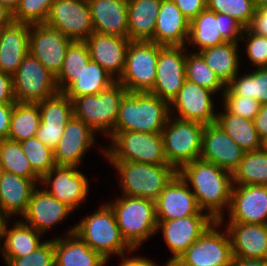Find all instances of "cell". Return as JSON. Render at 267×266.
I'll return each mask as SVG.
<instances>
[{"mask_svg": "<svg viewBox=\"0 0 267 266\" xmlns=\"http://www.w3.org/2000/svg\"><path fill=\"white\" fill-rule=\"evenodd\" d=\"M177 173L192 186L199 209L223 223V210L229 208L234 186L232 173L201 158L184 165Z\"/></svg>", "mask_w": 267, "mask_h": 266, "instance_id": "cell-1", "label": "cell"}, {"mask_svg": "<svg viewBox=\"0 0 267 266\" xmlns=\"http://www.w3.org/2000/svg\"><path fill=\"white\" fill-rule=\"evenodd\" d=\"M169 117L168 102L150 92H128L121 102L114 132L162 133Z\"/></svg>", "mask_w": 267, "mask_h": 266, "instance_id": "cell-2", "label": "cell"}, {"mask_svg": "<svg viewBox=\"0 0 267 266\" xmlns=\"http://www.w3.org/2000/svg\"><path fill=\"white\" fill-rule=\"evenodd\" d=\"M74 233L107 261L112 254L122 257L136 251L122 237L115 213L107 202L75 224Z\"/></svg>", "mask_w": 267, "mask_h": 266, "instance_id": "cell-3", "label": "cell"}, {"mask_svg": "<svg viewBox=\"0 0 267 266\" xmlns=\"http://www.w3.org/2000/svg\"><path fill=\"white\" fill-rule=\"evenodd\" d=\"M107 203L115 213L122 237L133 249L157 233L155 201L122 195Z\"/></svg>", "mask_w": 267, "mask_h": 266, "instance_id": "cell-4", "label": "cell"}, {"mask_svg": "<svg viewBox=\"0 0 267 266\" xmlns=\"http://www.w3.org/2000/svg\"><path fill=\"white\" fill-rule=\"evenodd\" d=\"M127 93L116 81L98 94L75 97L72 100L74 117L82 120L94 132H104L110 137L114 133L121 102Z\"/></svg>", "mask_w": 267, "mask_h": 266, "instance_id": "cell-5", "label": "cell"}, {"mask_svg": "<svg viewBox=\"0 0 267 266\" xmlns=\"http://www.w3.org/2000/svg\"><path fill=\"white\" fill-rule=\"evenodd\" d=\"M120 174V189L128 197L155 201L165 186L177 174L168 164L153 165L131 161H109Z\"/></svg>", "mask_w": 267, "mask_h": 266, "instance_id": "cell-6", "label": "cell"}, {"mask_svg": "<svg viewBox=\"0 0 267 266\" xmlns=\"http://www.w3.org/2000/svg\"><path fill=\"white\" fill-rule=\"evenodd\" d=\"M205 124L168 118L162 130L164 154L168 165L177 172L186 164L200 158Z\"/></svg>", "mask_w": 267, "mask_h": 266, "instance_id": "cell-7", "label": "cell"}, {"mask_svg": "<svg viewBox=\"0 0 267 266\" xmlns=\"http://www.w3.org/2000/svg\"><path fill=\"white\" fill-rule=\"evenodd\" d=\"M110 138L111 147L102 149L105 158L109 161L168 164L161 133L114 132Z\"/></svg>", "mask_w": 267, "mask_h": 266, "instance_id": "cell-8", "label": "cell"}, {"mask_svg": "<svg viewBox=\"0 0 267 266\" xmlns=\"http://www.w3.org/2000/svg\"><path fill=\"white\" fill-rule=\"evenodd\" d=\"M244 29L235 18L205 9L190 22L187 46H198V53L226 42H241Z\"/></svg>", "mask_w": 267, "mask_h": 266, "instance_id": "cell-9", "label": "cell"}, {"mask_svg": "<svg viewBox=\"0 0 267 266\" xmlns=\"http://www.w3.org/2000/svg\"><path fill=\"white\" fill-rule=\"evenodd\" d=\"M158 56L159 45L154 41H131L117 81L128 92H149L155 84Z\"/></svg>", "mask_w": 267, "mask_h": 266, "instance_id": "cell-10", "label": "cell"}, {"mask_svg": "<svg viewBox=\"0 0 267 266\" xmlns=\"http://www.w3.org/2000/svg\"><path fill=\"white\" fill-rule=\"evenodd\" d=\"M18 103L37 104L58 93L55 76L30 53L12 75Z\"/></svg>", "mask_w": 267, "mask_h": 266, "instance_id": "cell-11", "label": "cell"}, {"mask_svg": "<svg viewBox=\"0 0 267 266\" xmlns=\"http://www.w3.org/2000/svg\"><path fill=\"white\" fill-rule=\"evenodd\" d=\"M223 225L214 221L206 231L177 259L182 266H231L233 260L231 240Z\"/></svg>", "mask_w": 267, "mask_h": 266, "instance_id": "cell-12", "label": "cell"}, {"mask_svg": "<svg viewBox=\"0 0 267 266\" xmlns=\"http://www.w3.org/2000/svg\"><path fill=\"white\" fill-rule=\"evenodd\" d=\"M187 46H161L156 66L154 87L149 91L169 104L186 81Z\"/></svg>", "mask_w": 267, "mask_h": 266, "instance_id": "cell-13", "label": "cell"}, {"mask_svg": "<svg viewBox=\"0 0 267 266\" xmlns=\"http://www.w3.org/2000/svg\"><path fill=\"white\" fill-rule=\"evenodd\" d=\"M45 24L73 41H85L94 32L87 0H54Z\"/></svg>", "mask_w": 267, "mask_h": 266, "instance_id": "cell-14", "label": "cell"}, {"mask_svg": "<svg viewBox=\"0 0 267 266\" xmlns=\"http://www.w3.org/2000/svg\"><path fill=\"white\" fill-rule=\"evenodd\" d=\"M40 182L44 184L43 189L48 194L57 198L72 211L79 208L84 199L86 201L89 192V181L76 166H55L40 179Z\"/></svg>", "mask_w": 267, "mask_h": 266, "instance_id": "cell-15", "label": "cell"}, {"mask_svg": "<svg viewBox=\"0 0 267 266\" xmlns=\"http://www.w3.org/2000/svg\"><path fill=\"white\" fill-rule=\"evenodd\" d=\"M72 41L45 23L30 25L29 53L55 77L61 70L67 48Z\"/></svg>", "mask_w": 267, "mask_h": 266, "instance_id": "cell-16", "label": "cell"}, {"mask_svg": "<svg viewBox=\"0 0 267 266\" xmlns=\"http://www.w3.org/2000/svg\"><path fill=\"white\" fill-rule=\"evenodd\" d=\"M213 222L214 220L201 210L188 217L170 221H157L156 230L157 232L162 230L164 241L173 254V257H169L167 262L177 260Z\"/></svg>", "mask_w": 267, "mask_h": 266, "instance_id": "cell-17", "label": "cell"}, {"mask_svg": "<svg viewBox=\"0 0 267 266\" xmlns=\"http://www.w3.org/2000/svg\"><path fill=\"white\" fill-rule=\"evenodd\" d=\"M37 104L41 121L36 137L54 150L63 136L65 125L74 116L73 102L64 92H58Z\"/></svg>", "mask_w": 267, "mask_h": 266, "instance_id": "cell-18", "label": "cell"}, {"mask_svg": "<svg viewBox=\"0 0 267 266\" xmlns=\"http://www.w3.org/2000/svg\"><path fill=\"white\" fill-rule=\"evenodd\" d=\"M215 93L186 80L177 96L169 104L170 115L178 112L176 118L207 124L216 123L217 113L214 111L212 95ZM216 113V114H215Z\"/></svg>", "mask_w": 267, "mask_h": 266, "instance_id": "cell-19", "label": "cell"}, {"mask_svg": "<svg viewBox=\"0 0 267 266\" xmlns=\"http://www.w3.org/2000/svg\"><path fill=\"white\" fill-rule=\"evenodd\" d=\"M228 209L227 223L267 225V186L234 185Z\"/></svg>", "mask_w": 267, "mask_h": 266, "instance_id": "cell-20", "label": "cell"}, {"mask_svg": "<svg viewBox=\"0 0 267 266\" xmlns=\"http://www.w3.org/2000/svg\"><path fill=\"white\" fill-rule=\"evenodd\" d=\"M245 151L217 124H207L203 130L200 158L233 173Z\"/></svg>", "mask_w": 267, "mask_h": 266, "instance_id": "cell-21", "label": "cell"}, {"mask_svg": "<svg viewBox=\"0 0 267 266\" xmlns=\"http://www.w3.org/2000/svg\"><path fill=\"white\" fill-rule=\"evenodd\" d=\"M157 221H170L197 214L200 209L191 187L177 173L155 200Z\"/></svg>", "mask_w": 267, "mask_h": 266, "instance_id": "cell-22", "label": "cell"}, {"mask_svg": "<svg viewBox=\"0 0 267 266\" xmlns=\"http://www.w3.org/2000/svg\"><path fill=\"white\" fill-rule=\"evenodd\" d=\"M95 132L74 116L65 125L63 136L53 150L56 166H79L87 151L94 145Z\"/></svg>", "mask_w": 267, "mask_h": 266, "instance_id": "cell-23", "label": "cell"}, {"mask_svg": "<svg viewBox=\"0 0 267 266\" xmlns=\"http://www.w3.org/2000/svg\"><path fill=\"white\" fill-rule=\"evenodd\" d=\"M91 60L102 66L118 80L123 74L126 52L131 40L128 37L93 32L85 40Z\"/></svg>", "mask_w": 267, "mask_h": 266, "instance_id": "cell-24", "label": "cell"}, {"mask_svg": "<svg viewBox=\"0 0 267 266\" xmlns=\"http://www.w3.org/2000/svg\"><path fill=\"white\" fill-rule=\"evenodd\" d=\"M72 212L57 198L38 187L32 193L23 218L26 219L24 223L44 235L46 230L48 231L49 228L66 220Z\"/></svg>", "mask_w": 267, "mask_h": 266, "instance_id": "cell-25", "label": "cell"}, {"mask_svg": "<svg viewBox=\"0 0 267 266\" xmlns=\"http://www.w3.org/2000/svg\"><path fill=\"white\" fill-rule=\"evenodd\" d=\"M233 257L267 259V225L226 223Z\"/></svg>", "mask_w": 267, "mask_h": 266, "instance_id": "cell-26", "label": "cell"}, {"mask_svg": "<svg viewBox=\"0 0 267 266\" xmlns=\"http://www.w3.org/2000/svg\"><path fill=\"white\" fill-rule=\"evenodd\" d=\"M190 21L173 0H162L156 18L154 42L161 46H185L188 40Z\"/></svg>", "mask_w": 267, "mask_h": 266, "instance_id": "cell-27", "label": "cell"}, {"mask_svg": "<svg viewBox=\"0 0 267 266\" xmlns=\"http://www.w3.org/2000/svg\"><path fill=\"white\" fill-rule=\"evenodd\" d=\"M40 180H31L13 173L1 171L0 212L7 218L24 215L33 191Z\"/></svg>", "mask_w": 267, "mask_h": 266, "instance_id": "cell-28", "label": "cell"}, {"mask_svg": "<svg viewBox=\"0 0 267 266\" xmlns=\"http://www.w3.org/2000/svg\"><path fill=\"white\" fill-rule=\"evenodd\" d=\"M30 24L13 22L0 30V71L13 75L29 54Z\"/></svg>", "mask_w": 267, "mask_h": 266, "instance_id": "cell-29", "label": "cell"}, {"mask_svg": "<svg viewBox=\"0 0 267 266\" xmlns=\"http://www.w3.org/2000/svg\"><path fill=\"white\" fill-rule=\"evenodd\" d=\"M95 32L128 37L127 0H87Z\"/></svg>", "mask_w": 267, "mask_h": 266, "instance_id": "cell-30", "label": "cell"}, {"mask_svg": "<svg viewBox=\"0 0 267 266\" xmlns=\"http://www.w3.org/2000/svg\"><path fill=\"white\" fill-rule=\"evenodd\" d=\"M75 225L65 237L54 238L55 266H105V260L75 233Z\"/></svg>", "mask_w": 267, "mask_h": 266, "instance_id": "cell-31", "label": "cell"}, {"mask_svg": "<svg viewBox=\"0 0 267 266\" xmlns=\"http://www.w3.org/2000/svg\"><path fill=\"white\" fill-rule=\"evenodd\" d=\"M161 1L127 0L128 38L131 41H154Z\"/></svg>", "mask_w": 267, "mask_h": 266, "instance_id": "cell-32", "label": "cell"}, {"mask_svg": "<svg viewBox=\"0 0 267 266\" xmlns=\"http://www.w3.org/2000/svg\"><path fill=\"white\" fill-rule=\"evenodd\" d=\"M9 220L7 219L4 223L1 239L4 242L2 243L3 246H0L4 259L26 256L44 243V241H40L42 233L24 223V221L17 220L16 224L11 229H8Z\"/></svg>", "mask_w": 267, "mask_h": 266, "instance_id": "cell-33", "label": "cell"}, {"mask_svg": "<svg viewBox=\"0 0 267 266\" xmlns=\"http://www.w3.org/2000/svg\"><path fill=\"white\" fill-rule=\"evenodd\" d=\"M238 47V43L226 42L198 52L225 86L237 75L240 68Z\"/></svg>", "mask_w": 267, "mask_h": 266, "instance_id": "cell-34", "label": "cell"}, {"mask_svg": "<svg viewBox=\"0 0 267 266\" xmlns=\"http://www.w3.org/2000/svg\"><path fill=\"white\" fill-rule=\"evenodd\" d=\"M216 123L228 134L244 151L263 148V140L259 137L254 121L230 114L226 110L217 114Z\"/></svg>", "mask_w": 267, "mask_h": 266, "instance_id": "cell-35", "label": "cell"}, {"mask_svg": "<svg viewBox=\"0 0 267 266\" xmlns=\"http://www.w3.org/2000/svg\"><path fill=\"white\" fill-rule=\"evenodd\" d=\"M116 81L102 66L91 60L64 93L73 100L75 97L98 94Z\"/></svg>", "mask_w": 267, "mask_h": 266, "instance_id": "cell-36", "label": "cell"}, {"mask_svg": "<svg viewBox=\"0 0 267 266\" xmlns=\"http://www.w3.org/2000/svg\"><path fill=\"white\" fill-rule=\"evenodd\" d=\"M233 185L267 186V150L245 151L238 167L232 173Z\"/></svg>", "mask_w": 267, "mask_h": 266, "instance_id": "cell-37", "label": "cell"}, {"mask_svg": "<svg viewBox=\"0 0 267 266\" xmlns=\"http://www.w3.org/2000/svg\"><path fill=\"white\" fill-rule=\"evenodd\" d=\"M238 76L226 85L222 96H247L261 105L267 103V67L256 68L252 73Z\"/></svg>", "mask_w": 267, "mask_h": 266, "instance_id": "cell-38", "label": "cell"}, {"mask_svg": "<svg viewBox=\"0 0 267 266\" xmlns=\"http://www.w3.org/2000/svg\"><path fill=\"white\" fill-rule=\"evenodd\" d=\"M91 61L85 41H72L67 48L59 74L55 77L59 92H64Z\"/></svg>", "mask_w": 267, "mask_h": 266, "instance_id": "cell-39", "label": "cell"}, {"mask_svg": "<svg viewBox=\"0 0 267 266\" xmlns=\"http://www.w3.org/2000/svg\"><path fill=\"white\" fill-rule=\"evenodd\" d=\"M40 121L38 104L15 102L8 139L21 142L36 137Z\"/></svg>", "mask_w": 267, "mask_h": 266, "instance_id": "cell-40", "label": "cell"}, {"mask_svg": "<svg viewBox=\"0 0 267 266\" xmlns=\"http://www.w3.org/2000/svg\"><path fill=\"white\" fill-rule=\"evenodd\" d=\"M0 169L31 180L41 179L33 171L20 142L10 139L0 140Z\"/></svg>", "mask_w": 267, "mask_h": 266, "instance_id": "cell-41", "label": "cell"}, {"mask_svg": "<svg viewBox=\"0 0 267 266\" xmlns=\"http://www.w3.org/2000/svg\"><path fill=\"white\" fill-rule=\"evenodd\" d=\"M186 80L194 82L201 87L207 88L214 93H218V91L223 94L226 86L220 81V79L216 76L214 71L206 64L203 57L197 53H189L186 52Z\"/></svg>", "mask_w": 267, "mask_h": 266, "instance_id": "cell-42", "label": "cell"}, {"mask_svg": "<svg viewBox=\"0 0 267 266\" xmlns=\"http://www.w3.org/2000/svg\"><path fill=\"white\" fill-rule=\"evenodd\" d=\"M20 144L33 171L40 178L56 166L53 150L43 144L37 137L21 141Z\"/></svg>", "mask_w": 267, "mask_h": 266, "instance_id": "cell-43", "label": "cell"}, {"mask_svg": "<svg viewBox=\"0 0 267 266\" xmlns=\"http://www.w3.org/2000/svg\"><path fill=\"white\" fill-rule=\"evenodd\" d=\"M255 0H206V9L226 14L247 28L256 11Z\"/></svg>", "mask_w": 267, "mask_h": 266, "instance_id": "cell-44", "label": "cell"}, {"mask_svg": "<svg viewBox=\"0 0 267 266\" xmlns=\"http://www.w3.org/2000/svg\"><path fill=\"white\" fill-rule=\"evenodd\" d=\"M54 0H20L13 11V20L17 23H45Z\"/></svg>", "mask_w": 267, "mask_h": 266, "instance_id": "cell-45", "label": "cell"}, {"mask_svg": "<svg viewBox=\"0 0 267 266\" xmlns=\"http://www.w3.org/2000/svg\"><path fill=\"white\" fill-rule=\"evenodd\" d=\"M7 266H55L54 238L44 243L31 254L15 259H4Z\"/></svg>", "mask_w": 267, "mask_h": 266, "instance_id": "cell-46", "label": "cell"}, {"mask_svg": "<svg viewBox=\"0 0 267 266\" xmlns=\"http://www.w3.org/2000/svg\"><path fill=\"white\" fill-rule=\"evenodd\" d=\"M245 35L240 40L247 38L246 56L257 68L267 67V37L254 34L248 28L244 29Z\"/></svg>", "mask_w": 267, "mask_h": 266, "instance_id": "cell-47", "label": "cell"}, {"mask_svg": "<svg viewBox=\"0 0 267 266\" xmlns=\"http://www.w3.org/2000/svg\"><path fill=\"white\" fill-rule=\"evenodd\" d=\"M224 110L253 121L259 112L261 104L247 96H223Z\"/></svg>", "mask_w": 267, "mask_h": 266, "instance_id": "cell-48", "label": "cell"}, {"mask_svg": "<svg viewBox=\"0 0 267 266\" xmlns=\"http://www.w3.org/2000/svg\"><path fill=\"white\" fill-rule=\"evenodd\" d=\"M179 10L191 22L206 9V0H173Z\"/></svg>", "mask_w": 267, "mask_h": 266, "instance_id": "cell-49", "label": "cell"}, {"mask_svg": "<svg viewBox=\"0 0 267 266\" xmlns=\"http://www.w3.org/2000/svg\"><path fill=\"white\" fill-rule=\"evenodd\" d=\"M247 28L254 34L267 37V6L256 8L251 23Z\"/></svg>", "mask_w": 267, "mask_h": 266, "instance_id": "cell-50", "label": "cell"}, {"mask_svg": "<svg viewBox=\"0 0 267 266\" xmlns=\"http://www.w3.org/2000/svg\"><path fill=\"white\" fill-rule=\"evenodd\" d=\"M15 102L12 75L0 71V104Z\"/></svg>", "mask_w": 267, "mask_h": 266, "instance_id": "cell-51", "label": "cell"}, {"mask_svg": "<svg viewBox=\"0 0 267 266\" xmlns=\"http://www.w3.org/2000/svg\"><path fill=\"white\" fill-rule=\"evenodd\" d=\"M14 103L0 104V140L8 139Z\"/></svg>", "mask_w": 267, "mask_h": 266, "instance_id": "cell-52", "label": "cell"}, {"mask_svg": "<svg viewBox=\"0 0 267 266\" xmlns=\"http://www.w3.org/2000/svg\"><path fill=\"white\" fill-rule=\"evenodd\" d=\"M253 121L259 137L265 141L267 139V103L260 106L259 112Z\"/></svg>", "mask_w": 267, "mask_h": 266, "instance_id": "cell-53", "label": "cell"}, {"mask_svg": "<svg viewBox=\"0 0 267 266\" xmlns=\"http://www.w3.org/2000/svg\"><path fill=\"white\" fill-rule=\"evenodd\" d=\"M122 258L123 261L119 266H158L155 264L154 261L152 262L151 259L140 256H134L128 258V256L123 255ZM164 266H166V264Z\"/></svg>", "mask_w": 267, "mask_h": 266, "instance_id": "cell-54", "label": "cell"}, {"mask_svg": "<svg viewBox=\"0 0 267 266\" xmlns=\"http://www.w3.org/2000/svg\"><path fill=\"white\" fill-rule=\"evenodd\" d=\"M231 266H267V259L233 257Z\"/></svg>", "mask_w": 267, "mask_h": 266, "instance_id": "cell-55", "label": "cell"}, {"mask_svg": "<svg viewBox=\"0 0 267 266\" xmlns=\"http://www.w3.org/2000/svg\"><path fill=\"white\" fill-rule=\"evenodd\" d=\"M13 22V11L0 3V30L11 25Z\"/></svg>", "mask_w": 267, "mask_h": 266, "instance_id": "cell-56", "label": "cell"}, {"mask_svg": "<svg viewBox=\"0 0 267 266\" xmlns=\"http://www.w3.org/2000/svg\"><path fill=\"white\" fill-rule=\"evenodd\" d=\"M19 2H20V0H0L1 4L6 5L12 11L15 10V8L18 6Z\"/></svg>", "mask_w": 267, "mask_h": 266, "instance_id": "cell-57", "label": "cell"}, {"mask_svg": "<svg viewBox=\"0 0 267 266\" xmlns=\"http://www.w3.org/2000/svg\"><path fill=\"white\" fill-rule=\"evenodd\" d=\"M7 218L0 212V241H2V231L4 223L6 222ZM1 246V244H0Z\"/></svg>", "mask_w": 267, "mask_h": 266, "instance_id": "cell-58", "label": "cell"}, {"mask_svg": "<svg viewBox=\"0 0 267 266\" xmlns=\"http://www.w3.org/2000/svg\"><path fill=\"white\" fill-rule=\"evenodd\" d=\"M256 7L267 6V0H255Z\"/></svg>", "mask_w": 267, "mask_h": 266, "instance_id": "cell-59", "label": "cell"}, {"mask_svg": "<svg viewBox=\"0 0 267 266\" xmlns=\"http://www.w3.org/2000/svg\"><path fill=\"white\" fill-rule=\"evenodd\" d=\"M166 266H182L177 260L166 262Z\"/></svg>", "mask_w": 267, "mask_h": 266, "instance_id": "cell-60", "label": "cell"}, {"mask_svg": "<svg viewBox=\"0 0 267 266\" xmlns=\"http://www.w3.org/2000/svg\"><path fill=\"white\" fill-rule=\"evenodd\" d=\"M263 147L267 150V139L263 141Z\"/></svg>", "mask_w": 267, "mask_h": 266, "instance_id": "cell-61", "label": "cell"}]
</instances>
